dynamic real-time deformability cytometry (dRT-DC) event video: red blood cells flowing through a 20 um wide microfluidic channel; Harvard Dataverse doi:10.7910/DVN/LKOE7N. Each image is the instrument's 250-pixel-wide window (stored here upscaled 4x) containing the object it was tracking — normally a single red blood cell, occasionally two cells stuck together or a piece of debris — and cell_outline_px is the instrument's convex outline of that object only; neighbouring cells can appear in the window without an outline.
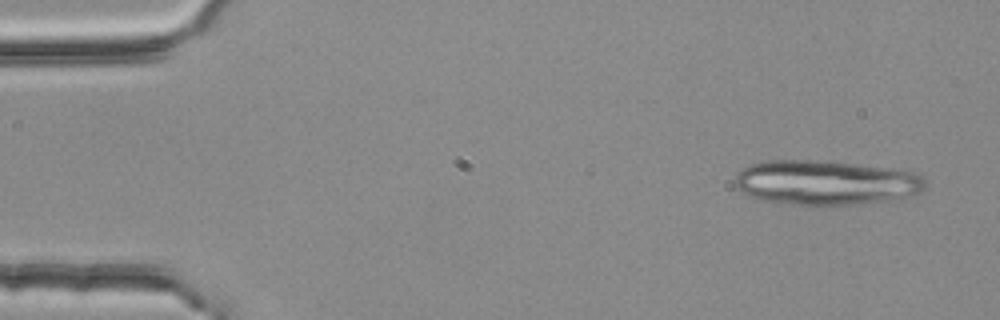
{"species": "common noctule bat (a hibernating species)", "species_latin": "Nyctalus noctula", "temperature_condition": "room temperature", "stored_images_in_passage": 3, "camera_frame_rate_fps": 3000, "um_per_image_px": 0.085, "animal": {"sex": "female", "body_mass_g": 25.1}, "frame": {"image": 1, "passage_image": 1, "time_ms": 0.0, "image_size_px": [1000, 320], "cell_outline_px": [[928, 180], [924, 188], [920, 192], [904, 200], [848, 204], [792, 204], [760, 200], [748, 196], [740, 192], [736, 188], [732, 180], [736, 172], [748, 164], [764, 160], [832, 160], [892, 168], [916, 172], [924, 176]], "centroid_in_image_um": [70.21, 15.5], "position_along_channel_um": 14.8, "area_um2": 50.86}}